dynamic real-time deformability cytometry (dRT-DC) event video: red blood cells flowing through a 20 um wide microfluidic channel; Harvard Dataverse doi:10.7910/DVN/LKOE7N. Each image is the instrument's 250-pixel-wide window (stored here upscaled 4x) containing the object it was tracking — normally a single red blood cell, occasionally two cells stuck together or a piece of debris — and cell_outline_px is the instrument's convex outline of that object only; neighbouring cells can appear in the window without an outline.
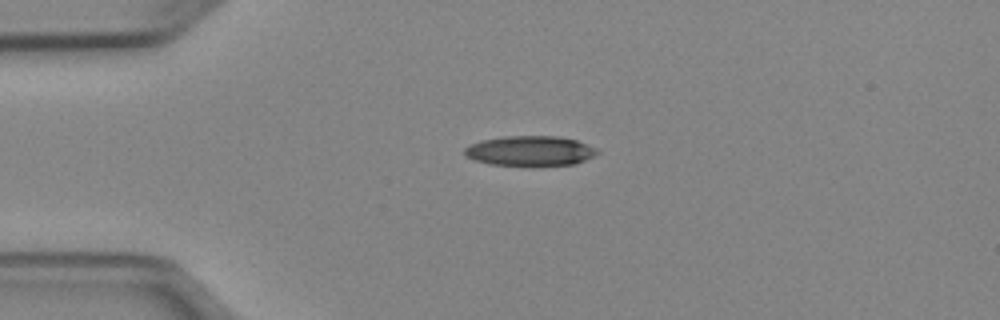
{"species": "Egyptian fruit bat (a non-hibernating species)", "species_latin": "Rousettus aegyptiacus", "temperature_condition": "cold", "stored_images_in_passage": 40, "camera_frame_rate_fps": 3000, "um_per_image_px": 0.085, "animal": {"sex": "female"}, "frame": {"image": 1, "passage_image": 1, "time_ms": 0.0, "image_size_px": [1000, 320], "cell_outline_px": [[600, 152], [576, 164], [532, 168], [488, 164], [464, 156], [464, 148], [468, 144], [480, 140], [504, 136], [556, 136], [576, 140], [596, 148]], "centroid_in_image_um": [45.02, 12.86], "position_along_channel_um": 40.0, "area_um2": 24.04}}
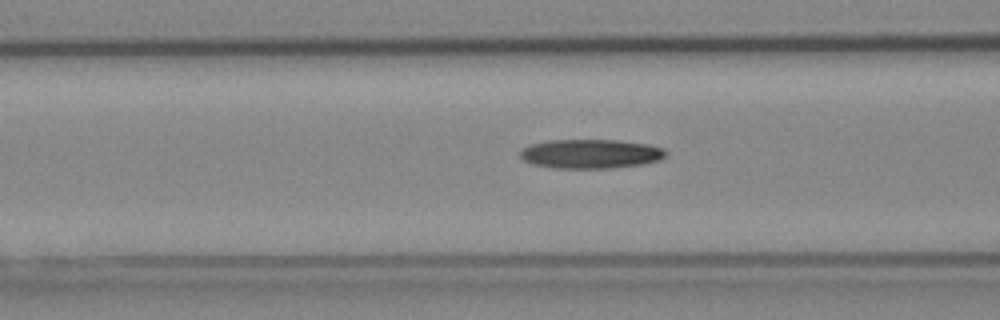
{"frame": {"image": 2, "passage_image": 9, "time_ms": 2.667, "image_size_px": [1000, 320], "cell_outline_px": [[668, 156], [660, 160], [640, 164], [612, 168], [552, 168], [532, 164], [524, 160], [520, 156], [520, 152], [524, 148], [532, 144], [548, 140], [620, 140], [648, 144], [664, 148], [668, 152]], "centroid_in_image_um": [50.25, 13.07], "position_along_channel_um": 116.4, "area_um2": 24.91}}
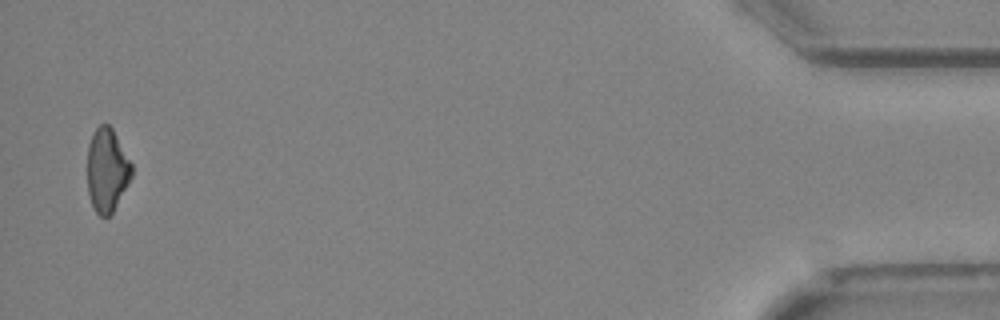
{"frame": {"image": 3, "passage_image": 39, "time_ms": 12.667, "image_size_px": [1000, 320], "cell_outline_px": [[132, 176], [128, 184], [112, 212], [108, 216], [100, 216], [96, 212], [92, 204], [88, 192], [88, 144], [92, 132], [100, 124], [108, 124], [112, 128], [132, 164]], "centroid_in_image_um": [9.09, 14.43], "position_along_channel_um": 426.1, "area_um2": 21.39}, "authors_computed_cell_mechanics": {"area_um2": 23.7847, "velocity_mm_per_s": 3.9678, "shape_relaxation_time_tau1_ms": 6.5581, "shape_relaxation_time_tau2_ms": null, "deformation_change_tau1": 0.1902, "deformation_change_tau2": null}}